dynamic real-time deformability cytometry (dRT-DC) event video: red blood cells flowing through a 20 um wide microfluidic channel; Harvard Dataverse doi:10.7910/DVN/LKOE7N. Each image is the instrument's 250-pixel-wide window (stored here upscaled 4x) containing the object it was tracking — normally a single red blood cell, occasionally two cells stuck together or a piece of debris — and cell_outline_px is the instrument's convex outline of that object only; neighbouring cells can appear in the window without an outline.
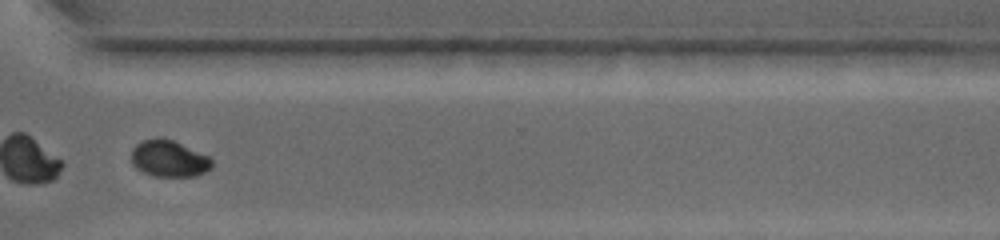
{"species": "common noctule bat (a hibernating species)", "species_latin": "Nyctalus noctula", "temperature_condition": "warm", "stored_images_in_passage": 30, "camera_frame_rate_fps": 4500, "um_per_image_px": 0.085, "animal": {"sex": "female", "body_mass_g": 19.0, "forearm_length_mm": 53.3}, "frame": {"image": 1, "passage_image": 22, "time_ms": 8.222, "image_size_px": [1000, 240], "cell_outline_px": [[212, 168], [196, 176], [152, 176], [136, 168], [132, 164], [132, 148], [136, 144], [144, 140], [156, 136], [160, 136], [172, 140], [208, 156], [212, 160]], "centroid_in_image_um": [14.34, 13.47], "position_along_channel_um": 356.3, "area_um2": 17.17}}